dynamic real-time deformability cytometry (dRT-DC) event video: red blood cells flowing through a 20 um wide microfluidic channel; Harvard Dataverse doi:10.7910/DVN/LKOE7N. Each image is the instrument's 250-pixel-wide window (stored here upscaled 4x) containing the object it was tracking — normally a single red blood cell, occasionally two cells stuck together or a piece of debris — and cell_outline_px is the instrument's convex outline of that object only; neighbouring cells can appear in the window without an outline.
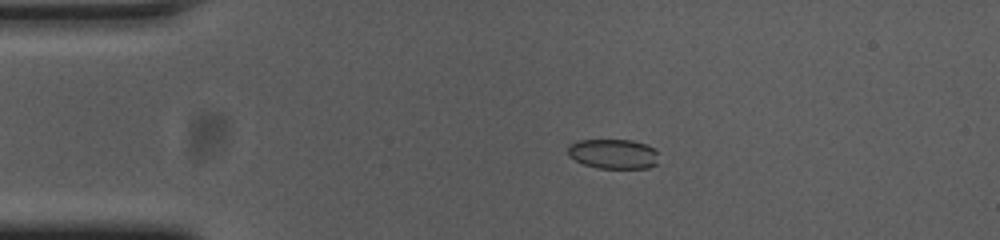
{"species": "common noctule bat (a hibernating species)", "species_latin": "Nyctalus noctula", "temperature_condition": "cold", "stored_images_in_passage": 42, "camera_frame_rate_fps": 3000, "um_per_image_px": 0.085, "animal": {"sex": "female", "body_mass_g": 23.0, "forearm_length_mm": 53.4}, "frame": {"image": 1, "passage_image": 5, "time_ms": 1.333, "image_size_px": [1000, 240], "cell_outline_px": [[656, 164], [648, 168], [596, 168], [584, 164], [568, 156], [568, 148], [572, 144], [580, 140], [632, 140], [648, 144], [656, 148]], "centroid_in_image_um": [52.15, 13.08], "position_along_channel_um": 32.8, "area_um2": 15.72}}
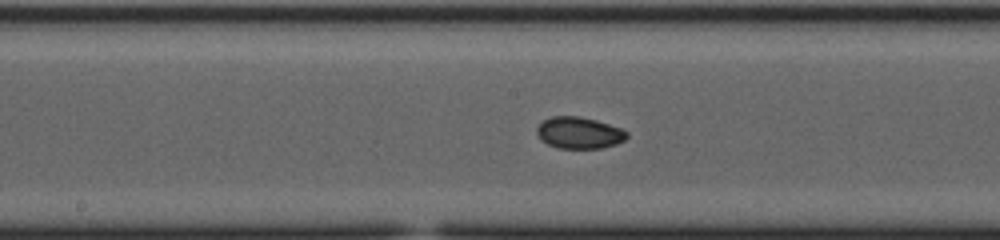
{"frame": {"image": 2, "passage_image": 22, "time_ms": 7.0, "image_size_px": [1000, 240], "cell_outline_px": [[628, 136], [624, 140], [616, 144], [600, 148], [556, 148], [540, 140], [536, 132], [536, 128], [544, 120], [552, 116], [580, 116], [596, 120], [620, 128], [628, 132]], "centroid_in_image_um": [49.21, 11.29], "position_along_channel_um": 199.0, "area_um2": 16.59}}
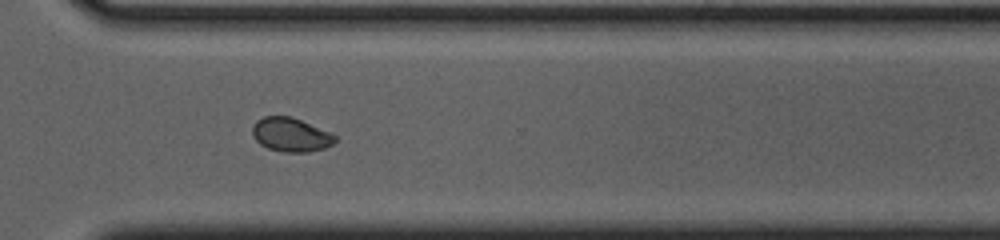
{"frame": {"image": 3, "passage_image": 34, "time_ms": 11.0, "image_size_px": [1000, 240], "cell_outline_px": [[336, 140], [332, 144], [324, 148], [308, 152], [284, 152], [268, 148], [260, 144], [256, 140], [252, 132], [252, 124], [256, 120], [264, 116], [292, 116], [328, 132], [336, 136]], "centroid_in_image_um": [24.68, 11.44], "position_along_channel_um": 345.9, "area_um2": 16.24}, "authors_computed_cell_mechanics": {"area_um2": 16.5886, "velocity_mm_per_s": 3.6706, "shape_relaxation_time_tau1_ms": 7.5647, "shape_relaxation_time_tau2_ms": 2.143, "deformation_change_tau1": 0.1212, "deformation_change_tau2": 0.0335}}